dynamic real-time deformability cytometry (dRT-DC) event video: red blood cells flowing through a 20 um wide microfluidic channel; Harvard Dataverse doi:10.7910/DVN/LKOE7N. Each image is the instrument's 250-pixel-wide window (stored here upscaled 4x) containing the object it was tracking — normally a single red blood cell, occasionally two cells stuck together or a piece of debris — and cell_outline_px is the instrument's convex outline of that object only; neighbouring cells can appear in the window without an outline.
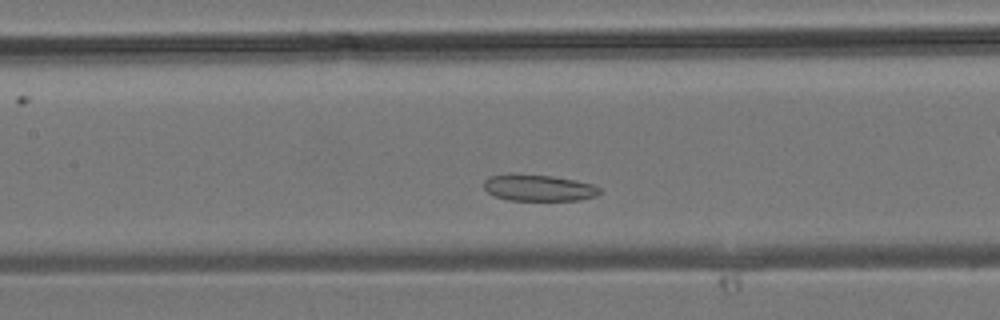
{"species": "common noctule bat (a hibernating species)", "species_latin": "Nyctalus noctula", "temperature_condition": "room temperature", "stored_images_in_passage": 28, "camera_frame_rate_fps": 3000, "um_per_image_px": 0.085, "animal": {"sex": "male", "body_mass_g": 19.2, "forearm_length_mm": 51.8}, "frame": {"image": 1, "passage_image": 13, "time_ms": 4.0, "image_size_px": [1000, 320], "cell_outline_px": [[600, 192], [596, 196], [580, 200], [508, 200], [496, 196], [488, 192], [484, 188], [484, 180], [488, 176], [508, 172], [552, 176], [576, 180], [592, 184], [600, 188]], "centroid_in_image_um": [45.74, 15.94], "position_along_channel_um": 161.7, "area_um2": 18.15}}
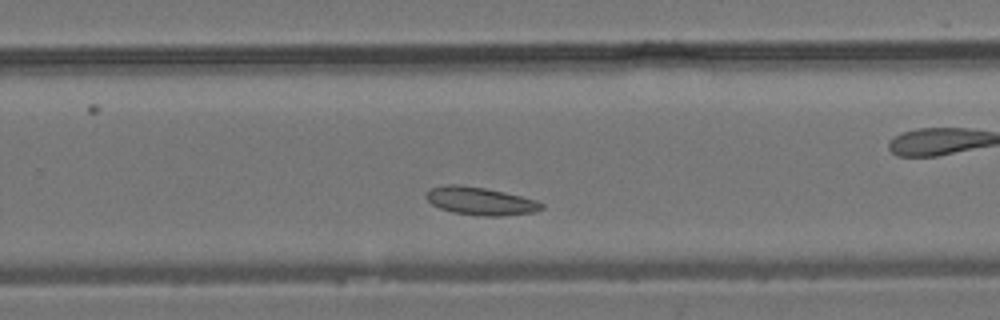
{"frame": {"image": 2, "passage_image": 20, "time_ms": 6.333, "image_size_px": [1000, 320], "cell_outline_px": [[544, 208], [536, 212], [500, 216], [476, 216], [452, 212], [440, 208], [432, 204], [424, 196], [432, 188], [448, 184], [456, 184], [484, 188], [504, 192], [536, 200], [544, 204]], "centroid_in_image_um": [40.85, 17.1], "position_along_channel_um": 289.0, "area_um2": 18.73}}